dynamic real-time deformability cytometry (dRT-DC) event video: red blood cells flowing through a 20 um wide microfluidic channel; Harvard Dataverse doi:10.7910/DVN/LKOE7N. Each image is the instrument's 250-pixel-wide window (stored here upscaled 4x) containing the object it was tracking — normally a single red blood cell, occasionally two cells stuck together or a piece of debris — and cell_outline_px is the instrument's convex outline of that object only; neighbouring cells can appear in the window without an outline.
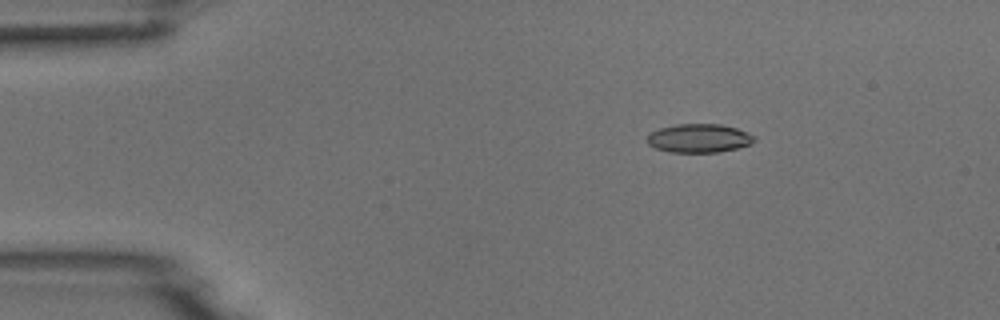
{"species": "common noctule bat (a hibernating species)", "species_latin": "Nyctalus noctula", "temperature_condition": "room temperature", "stored_images_in_passage": 4, "camera_frame_rate_fps": 3000, "um_per_image_px": 0.085, "animal": {"sex": "male", "body_mass_g": 18.8}, "frame": {"image": 1, "passage_image": 2, "time_ms": 2.0, "image_size_px": [1000, 320], "cell_outline_px": [[756, 140], [752, 144], [720, 152], [668, 152], [656, 148], [648, 144], [648, 136], [652, 132], [660, 128], [676, 124], [720, 124], [736, 128], [748, 132], [756, 136]], "centroid_in_image_um": [59.46, 11.75], "position_along_channel_um": 25.5, "area_um2": 17.92}}